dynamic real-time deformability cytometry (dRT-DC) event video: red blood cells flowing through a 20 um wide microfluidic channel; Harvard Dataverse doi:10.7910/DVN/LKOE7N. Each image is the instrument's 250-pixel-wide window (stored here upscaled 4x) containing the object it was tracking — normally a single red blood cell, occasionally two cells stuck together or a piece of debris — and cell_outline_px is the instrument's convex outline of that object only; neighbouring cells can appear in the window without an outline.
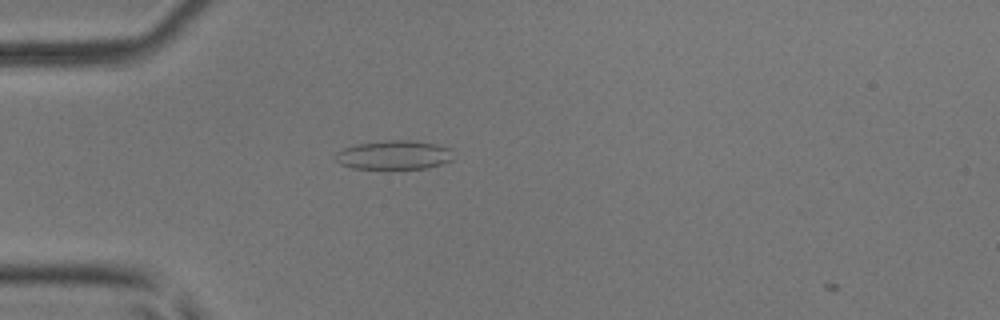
{"species": "common noctule bat (a hibernating species)", "species_latin": "Nyctalus noctula", "temperature_condition": "room temperature", "stored_images_in_passage": 34, "camera_frame_rate_fps": 3000, "um_per_image_px": 0.085, "animal": {"sex": "male", "body_mass_g": 17.9, "forearm_length_mm": 54.2}, "frame": {"image": 1, "passage_image": 7, "time_ms": 2.0, "image_size_px": [1000, 320], "cell_outline_px": [[452, 160], [428, 168], [352, 168], [340, 164], [336, 160], [336, 152], [344, 148], [356, 144], [388, 140], [416, 140], [436, 144], [452, 148]], "centroid_in_image_um": [33.51, 13.16], "position_along_channel_um": 51.5, "area_um2": 19.88}}
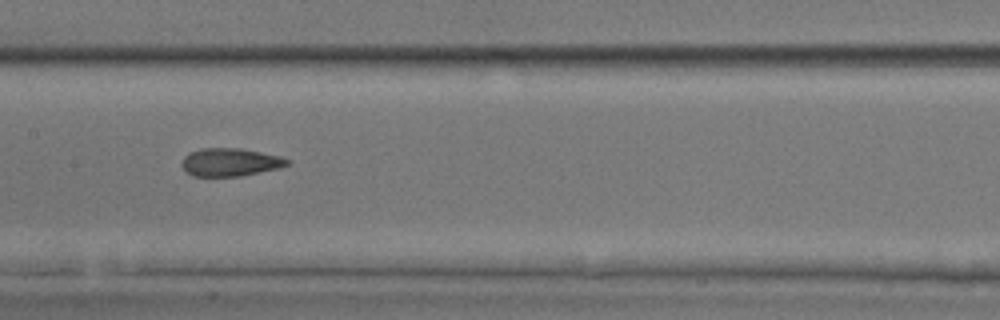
{"frame": {"image": 2, "passage_image": 18, "time_ms": 5.667, "image_size_px": [1000, 320], "cell_outline_px": [[292, 160], [288, 164], [280, 168], [240, 176], [192, 176], [180, 164], [184, 156], [188, 152], [204, 148], [240, 148], [280, 156]], "centroid_in_image_um": [19.57, 13.78], "position_along_channel_um": 187.8, "area_um2": 17.22}}
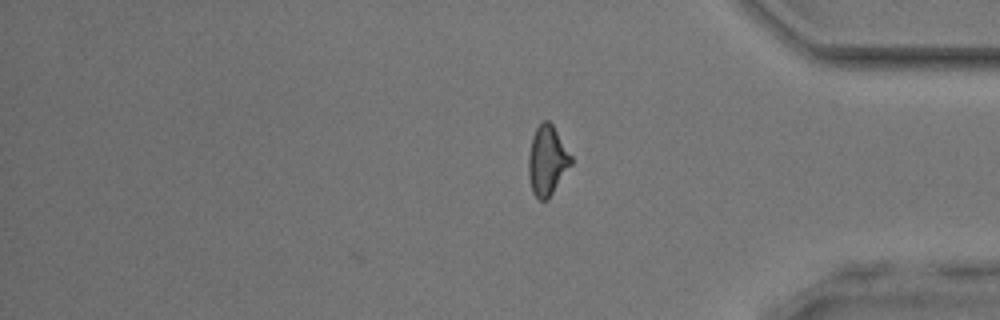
{"frame": {"image": 3, "passage_image": 34, "time_ms": 11.0, "image_size_px": [1000, 320], "cell_outline_px": [[572, 164], [548, 200], [540, 200], [532, 192], [528, 176], [528, 156], [532, 136], [536, 128], [544, 120], [548, 120], [552, 124], [572, 156]], "centroid_in_image_um": [46.51, 13.66], "position_along_channel_um": 388.7, "area_um2": 17.34}, "authors_computed_cell_mechanics": {"area_um2": 17.8602, "velocity_mm_per_s": 4.072, "shape_relaxation_time_tau1_ms": null, "shape_relaxation_time_tau2_ms": 2.4529, "deformation_change_tau1": null, "deformation_change_tau2": 0.116}}